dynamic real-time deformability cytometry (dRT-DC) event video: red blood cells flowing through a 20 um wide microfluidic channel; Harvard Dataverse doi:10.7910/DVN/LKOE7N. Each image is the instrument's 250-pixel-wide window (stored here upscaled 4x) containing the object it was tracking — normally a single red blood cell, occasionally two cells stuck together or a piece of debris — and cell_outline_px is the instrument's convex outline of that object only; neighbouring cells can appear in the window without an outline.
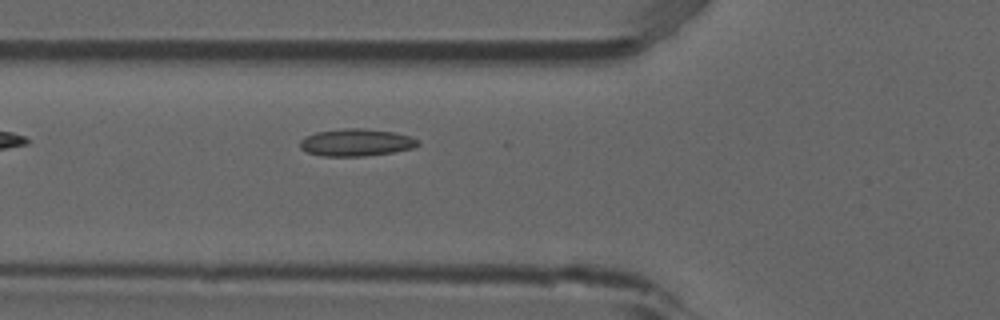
{"species": "common noctule bat (a hibernating species)", "species_latin": "Nyctalus noctula", "temperature_condition": "room temperature", "stored_images_in_passage": 2, "camera_frame_rate_fps": 3000, "um_per_image_px": 0.085, "animal": {"sex": "male", "forearm_length_mm": 52.5}, "frame": {"image": 1, "passage_image": 2, "time_ms": 0.333, "image_size_px": [1000, 320], "cell_outline_px": [[420, 144], [412, 148], [392, 152], [364, 156], [320, 156], [308, 152], [300, 148], [300, 140], [304, 136], [316, 132], [344, 128], [364, 128], [392, 132], [408, 136], [420, 140]], "centroid_in_image_um": [30.24, 12.11], "position_along_channel_um": 95.6, "area_um2": 18.73}}